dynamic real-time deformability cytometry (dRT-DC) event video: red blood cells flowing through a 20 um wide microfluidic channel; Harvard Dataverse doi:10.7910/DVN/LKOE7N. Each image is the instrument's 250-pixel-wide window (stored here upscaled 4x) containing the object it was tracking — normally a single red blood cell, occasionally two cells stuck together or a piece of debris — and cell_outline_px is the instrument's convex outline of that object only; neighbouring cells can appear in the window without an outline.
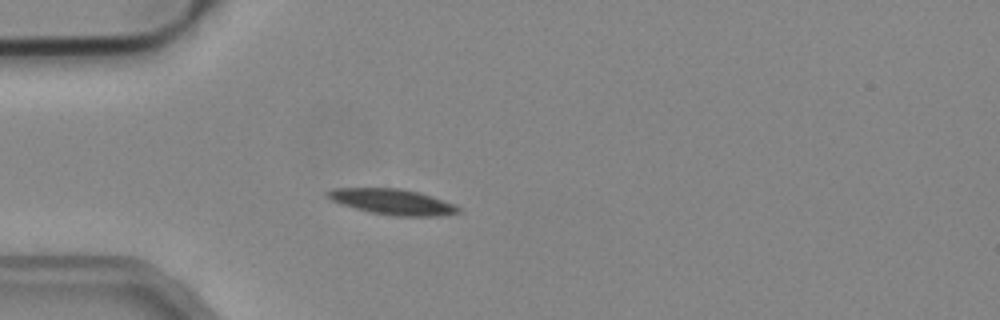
{"species": "common noctule bat (a hibernating species)", "species_latin": "Nyctalus noctula", "temperature_condition": "cold", "stored_images_in_passage": 5, "camera_frame_rate_fps": 3000, "um_per_image_px": 0.085, "animal": {"sex": "male", "body_mass_g": 19.2, "forearm_length_mm": 51.8}, "frame": {"image": 1, "passage_image": 1, "time_ms": 0.0, "image_size_px": [1000, 320], "cell_outline_px": [[460, 212], [440, 216], [396, 216], [368, 212], [340, 204], [324, 196], [324, 192], [332, 188], [400, 188], [420, 192], [456, 204], [460, 208]], "centroid_in_image_um": [33.34, 17.15], "position_along_channel_um": 51.7, "area_um2": 19.83}}